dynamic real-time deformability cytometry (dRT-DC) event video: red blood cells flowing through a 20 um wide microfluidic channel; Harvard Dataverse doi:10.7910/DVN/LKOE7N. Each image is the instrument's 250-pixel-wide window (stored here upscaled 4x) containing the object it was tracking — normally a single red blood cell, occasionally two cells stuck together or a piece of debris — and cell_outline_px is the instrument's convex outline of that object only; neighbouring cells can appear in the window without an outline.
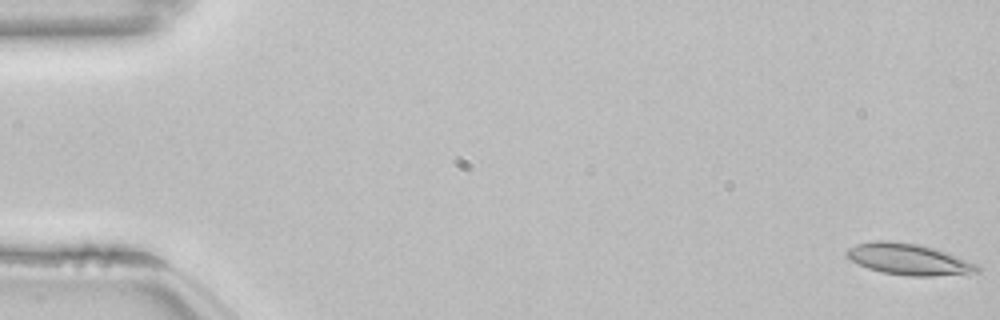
{"species": "common noctule bat (a hibernating species)", "species_latin": "Nyctalus noctula", "temperature_condition": "room temperature", "stored_images_in_passage": 54, "camera_frame_rate_fps": 3000, "um_per_image_px": 0.085, "animal": {"sex": "female", "body_mass_g": 22.7, "forearm_length_mm": 54.2}, "frame": {"image": 1, "passage_image": 1, "time_ms": 0.0, "image_size_px": [1000, 320], "cell_outline_px": [[980, 272], [932, 276], [908, 276], [880, 272], [868, 268], [852, 260], [844, 252], [848, 248], [856, 244], [876, 240], [888, 240], [920, 244], [956, 256], [976, 264], [980, 268]], "centroid_in_image_um": [77.2, 22.03], "position_along_channel_um": 7.8, "area_um2": 23.58}}
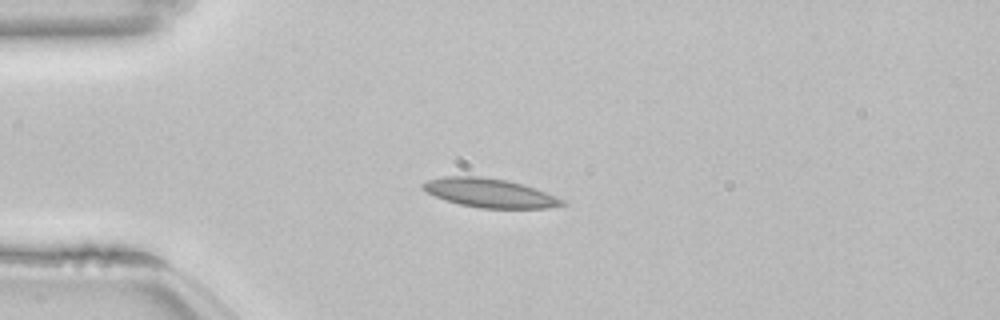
{"frame": {"image": 2, "passage_image": 14, "time_ms": 4.333, "image_size_px": [1000, 320], "cell_outline_px": [[568, 204], [548, 208], [480, 208], [460, 204], [444, 200], [420, 188], [420, 184], [428, 180], [444, 176], [480, 176], [504, 180], [520, 184], [556, 196], [564, 200]], "centroid_in_image_um": [41.59, 16.41], "position_along_channel_um": 43.4, "area_um2": 23.24}}
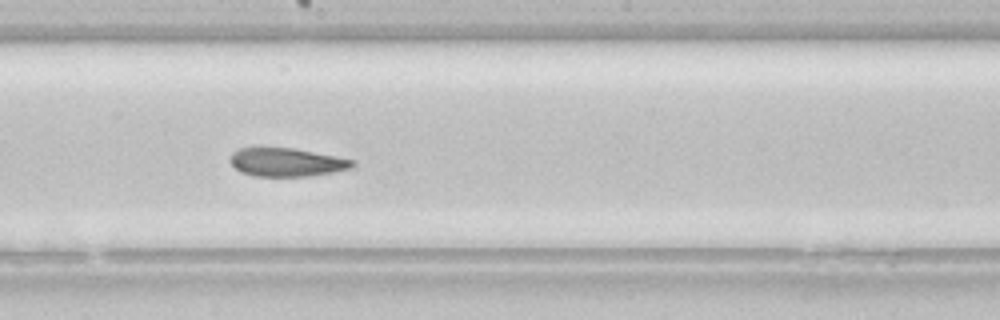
{"frame": {"image": 3, "passage_image": 30, "time_ms": 9.667, "image_size_px": [1000, 320], "cell_outline_px": [[356, 164], [352, 168], [332, 172], [308, 176], [252, 176], [240, 172], [228, 160], [232, 152], [240, 148], [296, 148], [356, 160]], "centroid_in_image_um": [24.37, 13.79], "position_along_channel_um": 223.8, "area_um2": 20.4}, "authors_computed_cell_mechanics": {"area_um2": 22.3686, "velocity_mm_per_s": 3.8244, "shape_relaxation_time_tau1_ms": null, "shape_relaxation_time_tau2_ms": 3.0033, "deformation_change_tau1": null, "deformation_change_tau2": 0.0845}}